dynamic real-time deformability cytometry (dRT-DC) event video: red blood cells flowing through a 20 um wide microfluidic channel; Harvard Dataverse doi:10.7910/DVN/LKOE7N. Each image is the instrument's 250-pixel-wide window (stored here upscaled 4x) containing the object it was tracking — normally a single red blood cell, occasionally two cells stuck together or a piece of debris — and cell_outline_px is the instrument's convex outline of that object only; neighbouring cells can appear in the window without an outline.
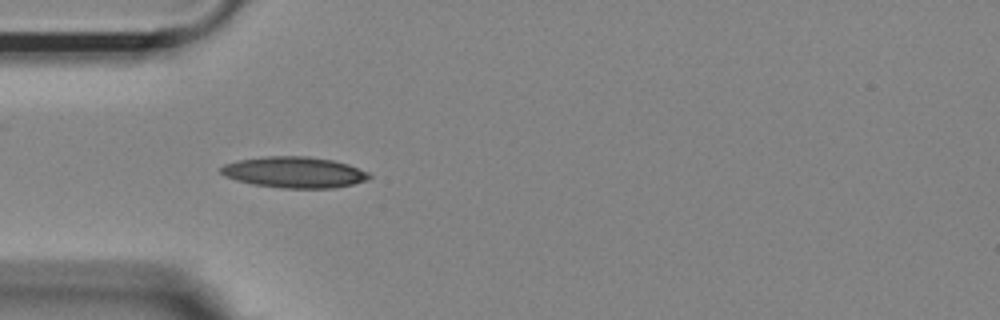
{"species": "Egyptian fruit bat (a non-hibernating species)", "species_latin": "Rousettus aegyptiacus", "temperature_condition": "room temperature", "stored_images_in_passage": 40, "camera_frame_rate_fps": 3000, "um_per_image_px": 0.085, "animal": {"sex": "female"}, "frame": {"image": 1, "passage_image": 2, "time_ms": 0.333, "image_size_px": [1000, 320], "cell_outline_px": [[372, 176], [368, 180], [352, 184], [332, 188], [284, 188], [256, 184], [236, 180], [224, 176], [220, 172], [220, 168], [224, 164], [240, 160], [268, 156], [308, 156], [332, 160], [348, 164], [372, 172]], "centroid_in_image_um": [25.07, 14.64], "position_along_channel_um": 59.9, "area_um2": 26.82}}
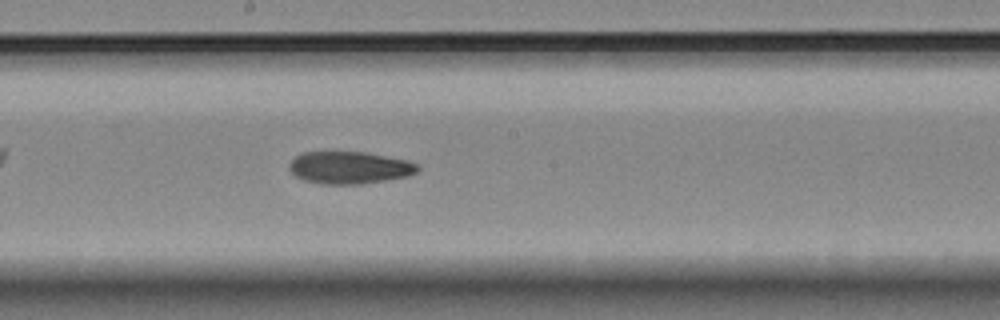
{"frame": {"image": 2, "passage_image": 15, "time_ms": 4.667, "image_size_px": [1000, 320], "cell_outline_px": [[420, 168], [416, 172], [408, 176], [388, 180], [360, 184], [324, 184], [304, 180], [296, 176], [288, 168], [288, 164], [296, 156], [304, 152], [364, 152], [408, 160], [416, 164]], "centroid_in_image_um": [29.71, 14.25], "position_along_channel_um": 218.5, "area_um2": 24.1}}
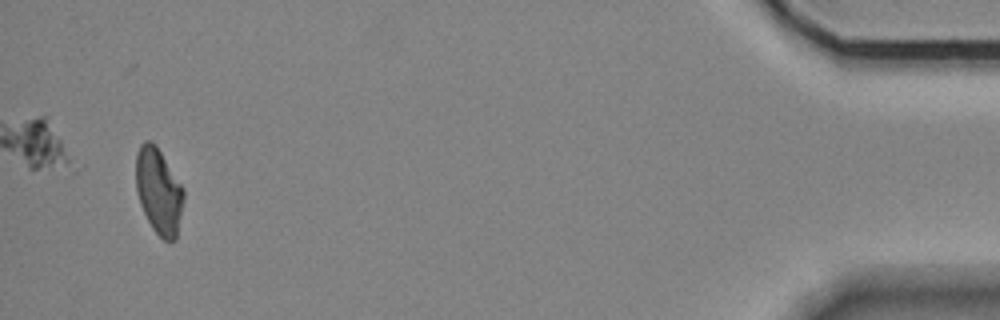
{"frame": {"image": 3, "passage_image": 38, "time_ms": 12.333, "image_size_px": [1000, 320], "cell_outline_px": [[184, 196], [176, 240], [164, 240], [152, 228], [140, 204], [136, 188], [136, 152], [140, 144], [144, 140], [152, 140], [156, 144], [184, 188]], "centroid_in_image_um": [13.48, 16.2], "position_along_channel_um": 421.7, "area_um2": 23.93}}